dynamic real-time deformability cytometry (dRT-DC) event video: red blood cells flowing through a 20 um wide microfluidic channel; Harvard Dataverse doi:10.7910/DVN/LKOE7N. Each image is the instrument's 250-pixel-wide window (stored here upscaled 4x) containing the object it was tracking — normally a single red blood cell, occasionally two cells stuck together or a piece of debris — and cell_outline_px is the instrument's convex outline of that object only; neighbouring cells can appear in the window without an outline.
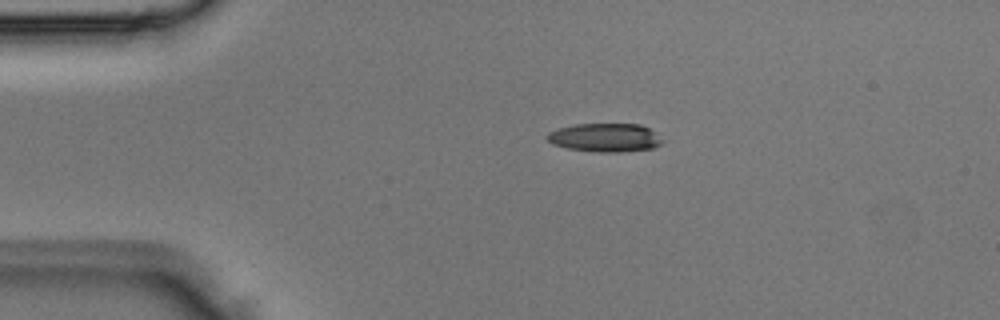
{"species": "Egyptian fruit bat (a non-hibernating species)", "species_latin": "Rousettus aegyptiacus", "temperature_condition": "room temperature", "stored_images_in_passage": 3, "camera_frame_rate_fps": 3000, "um_per_image_px": 0.085, "animal": {"sex": "male"}, "frame": {"image": 1, "passage_image": 1, "time_ms": 0.0, "image_size_px": [1000, 320], "cell_outline_px": [[664, 140], [660, 144], [652, 148], [624, 152], [596, 152], [568, 148], [552, 144], [544, 136], [548, 132], [560, 128], [576, 124], [640, 124], [648, 128]], "centroid_in_image_um": [51.41, 11.7], "position_along_channel_um": 33.6, "area_um2": 19.13}}
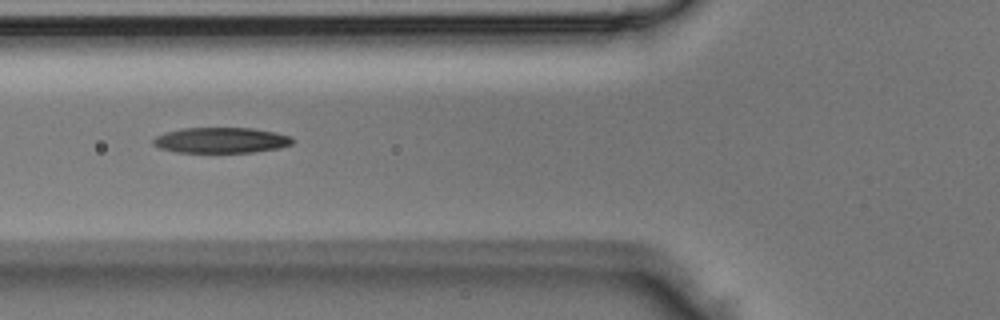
{"frame": {"image": 2, "passage_image": 3, "time_ms": 0.667, "image_size_px": [1000, 320], "cell_outline_px": [[296, 140], [292, 144], [280, 148], [252, 152], [176, 152], [160, 148], [152, 144], [152, 140], [156, 136], [164, 132], [180, 128], [252, 128], [276, 132], [292, 136]], "centroid_in_image_um": [18.81, 11.91], "position_along_channel_um": 107.0, "area_um2": 20.98}}